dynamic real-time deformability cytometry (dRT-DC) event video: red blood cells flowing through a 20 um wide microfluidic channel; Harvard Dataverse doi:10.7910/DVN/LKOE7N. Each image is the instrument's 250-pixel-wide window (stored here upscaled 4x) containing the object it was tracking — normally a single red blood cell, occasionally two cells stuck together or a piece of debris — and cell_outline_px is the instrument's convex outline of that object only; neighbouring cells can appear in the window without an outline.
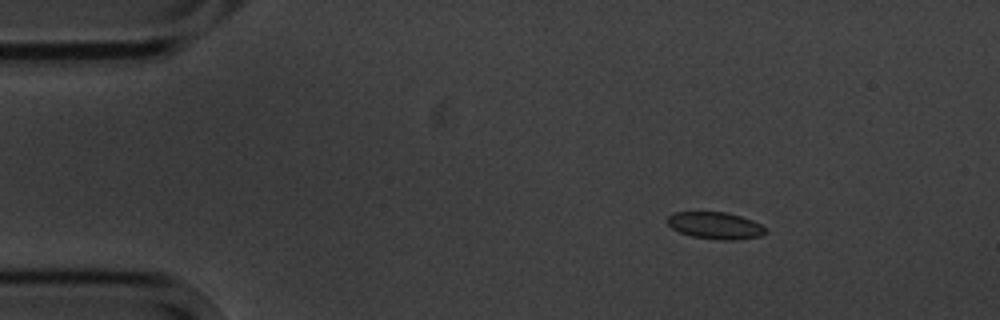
{"species": "common noctule bat (a hibernating species)", "species_latin": "Nyctalus noctula", "temperature_condition": "cold", "stored_images_in_passage": 14, "camera_frame_rate_fps": 3000, "um_per_image_px": 0.085, "animal": {"sex": "male", "body_mass_g": 20.1, "forearm_length_mm": 53.5}, "frame": {"image": 1, "passage_image": 2, "time_ms": 1.0, "image_size_px": [1000, 320], "cell_outline_px": [[768, 232], [760, 236], [736, 240], [720, 240], [692, 236], [680, 232], [672, 228], [668, 224], [668, 216], [672, 212], [724, 212], [740, 216], [752, 220], [760, 224]], "centroid_in_image_um": [60.8, 19.17], "position_along_channel_um": 24.2, "area_um2": 15.32}}
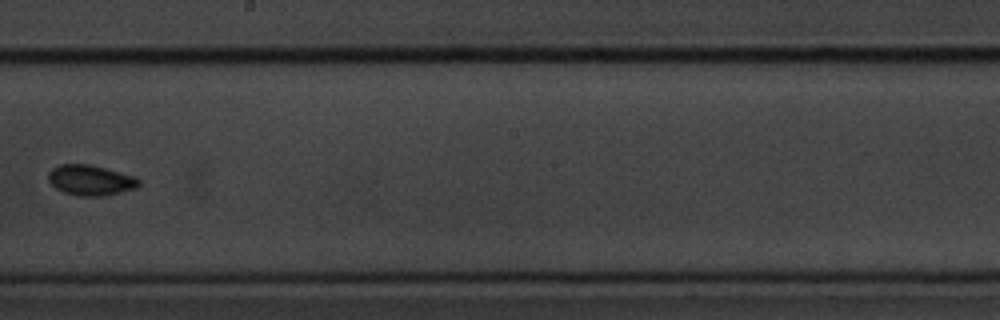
{"frame": {"image": 2, "passage_image": 8, "time_ms": 9.0, "image_size_px": [1000, 320], "cell_outline_px": [[140, 184], [136, 188], [104, 196], [76, 196], [64, 192], [56, 188], [48, 180], [48, 172], [52, 168], [60, 164], [88, 164], [136, 176], [140, 180]], "centroid_in_image_um": [7.7, 15.32], "position_along_channel_um": 240.5, "area_um2": 16.07}}
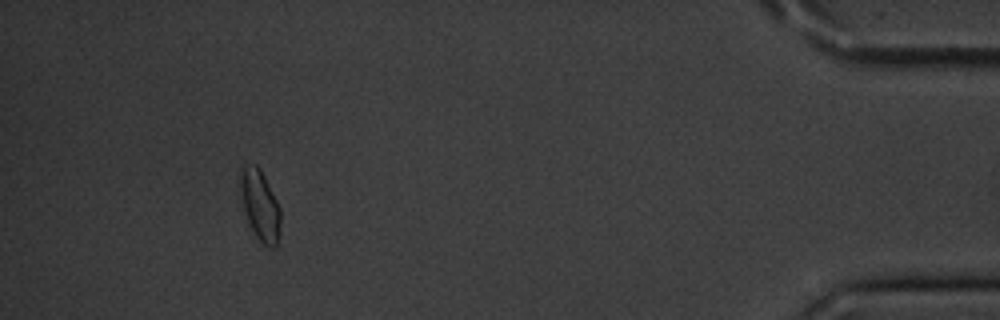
{"frame": {"image": 3, "passage_image": 13, "time_ms": 15.667, "image_size_px": [1000, 320], "cell_outline_px": [[280, 240], [276, 248], [268, 248], [256, 236], [248, 220], [244, 208], [240, 184], [240, 168], [256, 164], [260, 168], [280, 208]], "centroid_in_image_um": [22.14, 17.5], "position_along_channel_um": 413.1, "area_um2": 16.24}, "authors_computed_cell_mechanics": {"area_um2": 15.6638, "velocity_mm_per_s": 3.5291, "shape_relaxation_time_tau1_ms": 7.1524, "shape_relaxation_time_tau2_ms": 2.2291, "deformation_change_tau1": 0.0704, "deformation_change_tau2": 0.062}}